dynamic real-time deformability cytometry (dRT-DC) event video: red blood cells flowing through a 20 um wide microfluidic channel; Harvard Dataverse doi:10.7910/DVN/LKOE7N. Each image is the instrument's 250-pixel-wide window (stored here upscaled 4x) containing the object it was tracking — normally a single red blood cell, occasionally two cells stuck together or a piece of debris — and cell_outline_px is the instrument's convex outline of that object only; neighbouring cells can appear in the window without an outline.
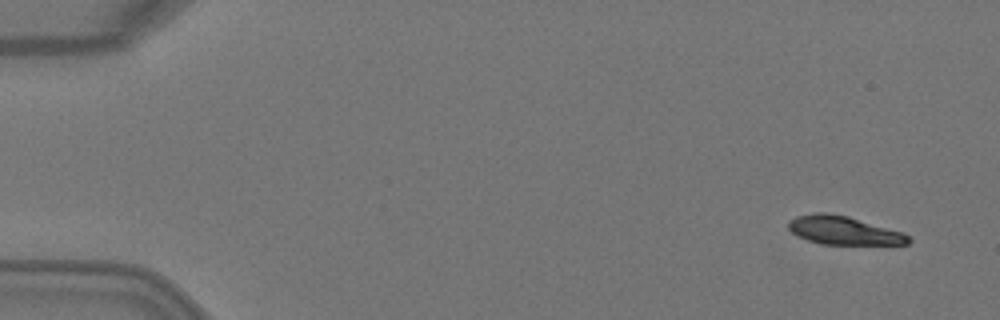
{"species": "Egyptian fruit bat (a non-hibernating species)", "species_latin": "Rousettus aegyptiacus", "temperature_condition": "warm", "stored_images_in_passage": 4, "camera_frame_rate_fps": 3000, "um_per_image_px": 0.085, "animal": {"sex": "female"}, "frame": {"image": 1, "passage_image": 1, "time_ms": 0.0, "image_size_px": [1000, 320], "cell_outline_px": [[912, 240], [908, 244], [824, 244], [808, 240], [792, 232], [788, 228], [788, 220], [796, 216], [816, 212], [824, 212], [848, 216], [904, 232]], "centroid_in_image_um": [71.72, 19.57], "position_along_channel_um": 13.3, "area_um2": 19.83}}
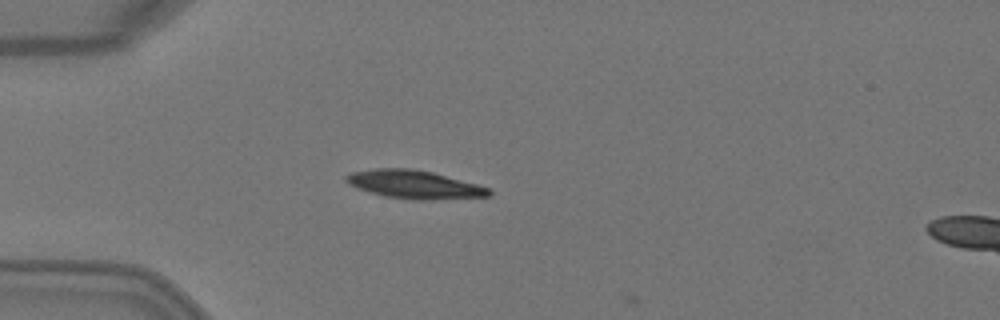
{"frame": {"image": 2, "passage_image": 4, "time_ms": 1.0, "image_size_px": [1000, 320], "cell_outline_px": [[492, 196], [432, 200], [420, 200], [384, 196], [356, 188], [344, 180], [344, 176], [352, 172], [376, 168], [412, 168], [432, 172], [492, 188]], "centroid_in_image_um": [35.24, 15.68], "position_along_channel_um": 49.8, "area_um2": 23.64}}